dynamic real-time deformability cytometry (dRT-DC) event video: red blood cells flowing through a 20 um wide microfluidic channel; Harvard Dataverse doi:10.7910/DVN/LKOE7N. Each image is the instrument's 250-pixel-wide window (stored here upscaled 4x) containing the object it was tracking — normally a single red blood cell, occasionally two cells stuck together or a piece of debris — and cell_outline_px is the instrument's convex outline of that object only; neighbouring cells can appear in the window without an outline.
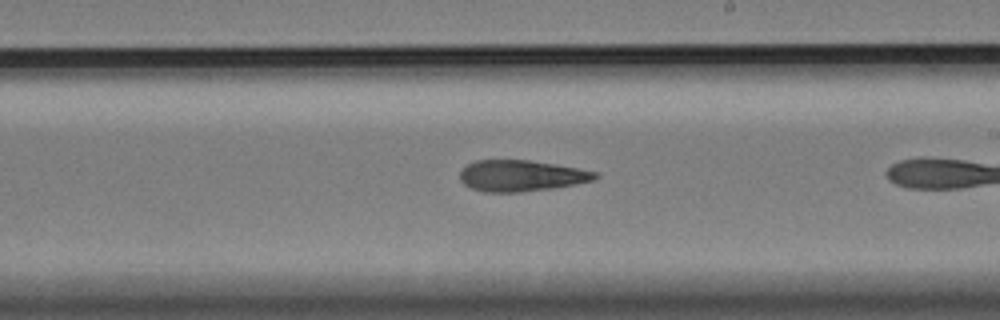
{"species": "Egyptian fruit bat (a non-hibernating species)", "species_latin": "Rousettus aegyptiacus", "temperature_condition": "cold", "stored_images_in_passage": 18, "camera_frame_rate_fps": 3000, "um_per_image_px": 0.085, "animal": {"sex": "female"}, "frame": {"image": 1, "passage_image": 17, "time_ms": 5.333, "image_size_px": [1000, 320], "cell_outline_px": [[600, 176], [592, 180], [576, 184], [552, 188], [520, 192], [484, 192], [472, 188], [464, 184], [460, 180], [460, 172], [468, 164], [476, 160], [528, 160], [576, 168], [596, 172]], "centroid_in_image_um": [44.28, 14.94], "position_along_channel_um": 244.7, "area_um2": 24.28}}